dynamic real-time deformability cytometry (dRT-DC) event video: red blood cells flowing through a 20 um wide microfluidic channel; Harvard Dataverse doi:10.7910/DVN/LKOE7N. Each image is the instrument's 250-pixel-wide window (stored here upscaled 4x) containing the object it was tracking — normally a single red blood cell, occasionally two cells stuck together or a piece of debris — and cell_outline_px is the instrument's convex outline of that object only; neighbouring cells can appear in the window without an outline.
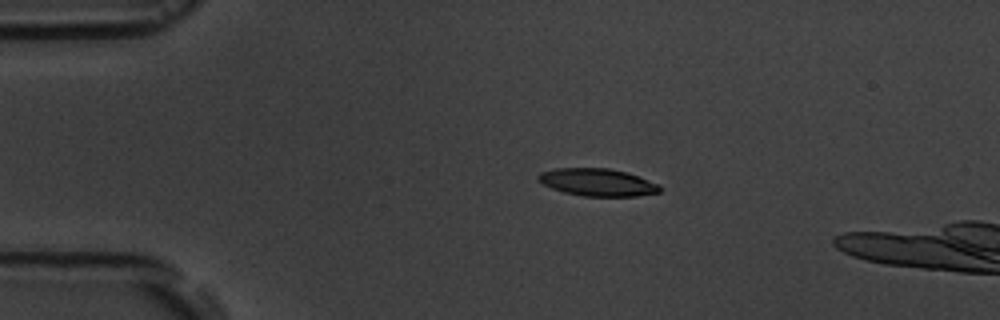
{"species": "common noctule bat (a hibernating species)", "species_latin": "Nyctalus noctula", "temperature_condition": "room temperature", "stored_images_in_passage": 3, "camera_frame_rate_fps": 3000, "um_per_image_px": 0.085, "animal": {"sex": "male", "body_mass_g": 19.5, "forearm_length_mm": 54.6}, "frame": {"image": 1, "passage_image": 1, "time_ms": 0.0, "image_size_px": [1000, 320], "cell_outline_px": [[660, 192], [636, 196], [584, 196], [564, 192], [552, 188], [536, 180], [536, 176], [540, 172], [552, 168], [608, 168], [628, 172], [660, 184]], "centroid_in_image_um": [50.77, 15.48], "position_along_channel_um": 34.2, "area_um2": 19.59}}